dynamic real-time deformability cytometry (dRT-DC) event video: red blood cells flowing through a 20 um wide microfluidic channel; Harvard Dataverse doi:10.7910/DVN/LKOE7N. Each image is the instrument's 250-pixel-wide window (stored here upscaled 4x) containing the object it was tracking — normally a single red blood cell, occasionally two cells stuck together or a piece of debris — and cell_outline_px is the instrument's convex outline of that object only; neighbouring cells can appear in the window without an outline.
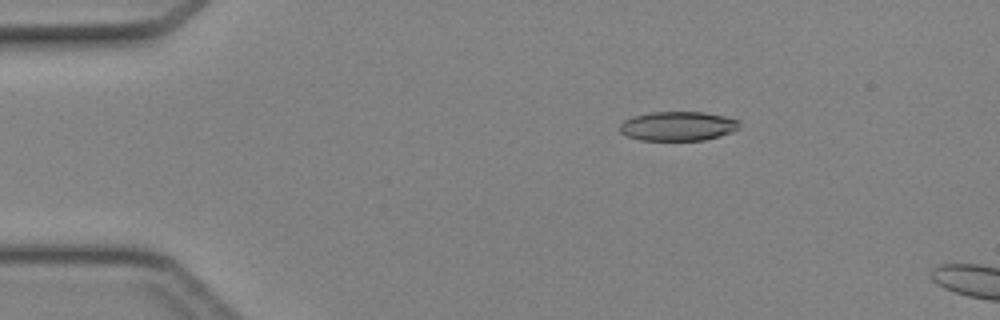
{"species": "Egyptian fruit bat (a non-hibernating species)", "species_latin": "Rousettus aegyptiacus", "temperature_condition": "cold", "stored_images_in_passage": 46, "camera_frame_rate_fps": 3000, "um_per_image_px": 0.085, "animal": {"sex": "female"}, "frame": {"image": 1, "passage_image": 8, "time_ms": 2.333, "image_size_px": [1000, 320], "cell_outline_px": [[740, 124], [732, 132], [720, 136], [704, 140], [640, 140], [628, 136], [620, 132], [620, 124], [624, 120], [636, 116], [652, 112], [704, 112], [724, 116], [740, 120]], "centroid_in_image_um": [57.64, 10.72], "position_along_channel_um": 27.4, "area_um2": 20.29}}
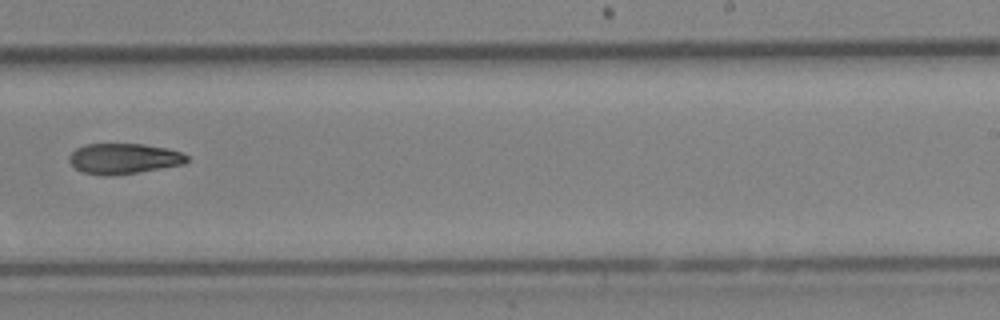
{"frame": {"image": 2, "passage_image": 29, "time_ms": 9.333, "image_size_px": [1000, 320], "cell_outline_px": [[188, 160], [184, 164], [140, 172], [112, 176], [108, 176], [84, 172], [76, 168], [68, 160], [68, 156], [76, 148], [84, 144], [144, 144], [168, 148], [180, 152], [188, 156]], "centroid_in_image_um": [10.52, 13.48], "position_along_channel_um": 278.5, "area_um2": 20.98}}
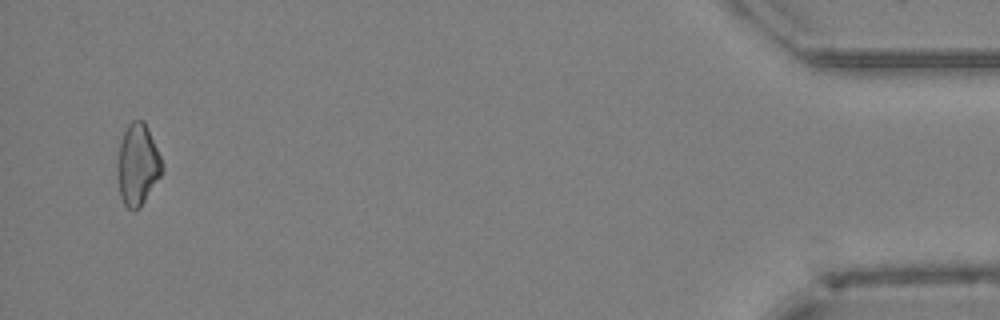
{"frame": {"image": 3, "passage_image": 44, "time_ms": 14.333, "image_size_px": [1000, 320], "cell_outline_px": [[164, 168], [160, 176], [140, 208], [132, 212], [124, 204], [120, 196], [116, 172], [116, 164], [120, 144], [124, 132], [128, 124], [132, 120], [144, 120], [164, 164]], "centroid_in_image_um": [11.68, 14.02], "position_along_channel_um": 423.5, "area_um2": 21.39}}